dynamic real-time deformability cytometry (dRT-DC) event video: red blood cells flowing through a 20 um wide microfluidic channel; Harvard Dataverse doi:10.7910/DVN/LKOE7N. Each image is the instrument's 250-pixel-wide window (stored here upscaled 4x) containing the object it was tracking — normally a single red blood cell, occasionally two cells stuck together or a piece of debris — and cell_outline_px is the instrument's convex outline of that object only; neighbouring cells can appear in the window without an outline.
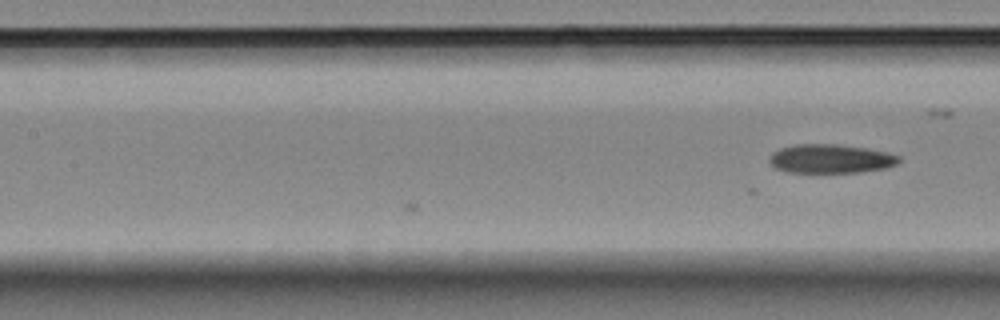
{"species": "Egyptian fruit bat (a non-hibernating species)", "species_latin": "Rousettus aegyptiacus", "temperature_condition": "room temperature", "stored_images_in_passage": 8, "camera_frame_rate_fps": 3000, "um_per_image_px": 0.085, "animal": {"sex": "female"}, "frame": {"image": 1, "passage_image": 8, "time_ms": 2.333, "image_size_px": [1000, 320], "cell_outline_px": [[900, 160], [896, 164], [884, 168], [860, 172], [784, 172], [776, 168], [768, 160], [772, 152], [780, 148], [796, 144], [836, 144], [864, 148], [888, 152], [900, 156]], "centroid_in_image_um": [70.58, 13.49], "position_along_channel_um": 136.8, "area_um2": 21.73}}